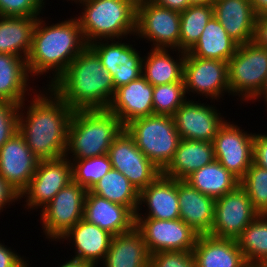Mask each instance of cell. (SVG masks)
I'll return each instance as SVG.
<instances>
[{
	"mask_svg": "<svg viewBox=\"0 0 267 267\" xmlns=\"http://www.w3.org/2000/svg\"><path fill=\"white\" fill-rule=\"evenodd\" d=\"M255 133L242 130L240 126L225 122L214 137L216 160L239 180L253 163Z\"/></svg>",
	"mask_w": 267,
	"mask_h": 267,
	"instance_id": "14",
	"label": "cell"
},
{
	"mask_svg": "<svg viewBox=\"0 0 267 267\" xmlns=\"http://www.w3.org/2000/svg\"><path fill=\"white\" fill-rule=\"evenodd\" d=\"M191 4H208L212 3V0H189Z\"/></svg>",
	"mask_w": 267,
	"mask_h": 267,
	"instance_id": "50",
	"label": "cell"
},
{
	"mask_svg": "<svg viewBox=\"0 0 267 267\" xmlns=\"http://www.w3.org/2000/svg\"><path fill=\"white\" fill-rule=\"evenodd\" d=\"M135 227L140 231L150 254L192 251L199 235L181 219L135 218Z\"/></svg>",
	"mask_w": 267,
	"mask_h": 267,
	"instance_id": "12",
	"label": "cell"
},
{
	"mask_svg": "<svg viewBox=\"0 0 267 267\" xmlns=\"http://www.w3.org/2000/svg\"><path fill=\"white\" fill-rule=\"evenodd\" d=\"M253 162L267 170V134L255 133Z\"/></svg>",
	"mask_w": 267,
	"mask_h": 267,
	"instance_id": "43",
	"label": "cell"
},
{
	"mask_svg": "<svg viewBox=\"0 0 267 267\" xmlns=\"http://www.w3.org/2000/svg\"><path fill=\"white\" fill-rule=\"evenodd\" d=\"M73 181L89 191L112 168L109 155L70 160Z\"/></svg>",
	"mask_w": 267,
	"mask_h": 267,
	"instance_id": "36",
	"label": "cell"
},
{
	"mask_svg": "<svg viewBox=\"0 0 267 267\" xmlns=\"http://www.w3.org/2000/svg\"><path fill=\"white\" fill-rule=\"evenodd\" d=\"M169 50L180 55L174 59ZM185 56L186 52L177 49L152 48L143 57L142 76L153 86L180 82Z\"/></svg>",
	"mask_w": 267,
	"mask_h": 267,
	"instance_id": "29",
	"label": "cell"
},
{
	"mask_svg": "<svg viewBox=\"0 0 267 267\" xmlns=\"http://www.w3.org/2000/svg\"><path fill=\"white\" fill-rule=\"evenodd\" d=\"M212 16V3L192 4L180 12L179 50L188 52L196 44Z\"/></svg>",
	"mask_w": 267,
	"mask_h": 267,
	"instance_id": "35",
	"label": "cell"
},
{
	"mask_svg": "<svg viewBox=\"0 0 267 267\" xmlns=\"http://www.w3.org/2000/svg\"><path fill=\"white\" fill-rule=\"evenodd\" d=\"M183 80L186 94L205 96L219 100L229 93L228 62L201 59L186 52L183 64ZM211 97V98H210Z\"/></svg>",
	"mask_w": 267,
	"mask_h": 267,
	"instance_id": "13",
	"label": "cell"
},
{
	"mask_svg": "<svg viewBox=\"0 0 267 267\" xmlns=\"http://www.w3.org/2000/svg\"><path fill=\"white\" fill-rule=\"evenodd\" d=\"M90 191L113 203L127 206L136 214L139 205V191L118 170L111 168Z\"/></svg>",
	"mask_w": 267,
	"mask_h": 267,
	"instance_id": "33",
	"label": "cell"
},
{
	"mask_svg": "<svg viewBox=\"0 0 267 267\" xmlns=\"http://www.w3.org/2000/svg\"><path fill=\"white\" fill-rule=\"evenodd\" d=\"M237 242L247 263L267 264V214H259Z\"/></svg>",
	"mask_w": 267,
	"mask_h": 267,
	"instance_id": "34",
	"label": "cell"
},
{
	"mask_svg": "<svg viewBox=\"0 0 267 267\" xmlns=\"http://www.w3.org/2000/svg\"><path fill=\"white\" fill-rule=\"evenodd\" d=\"M256 15H267V0H250Z\"/></svg>",
	"mask_w": 267,
	"mask_h": 267,
	"instance_id": "47",
	"label": "cell"
},
{
	"mask_svg": "<svg viewBox=\"0 0 267 267\" xmlns=\"http://www.w3.org/2000/svg\"><path fill=\"white\" fill-rule=\"evenodd\" d=\"M151 1L161 7H165L177 12H183L190 5H192L189 0H151Z\"/></svg>",
	"mask_w": 267,
	"mask_h": 267,
	"instance_id": "46",
	"label": "cell"
},
{
	"mask_svg": "<svg viewBox=\"0 0 267 267\" xmlns=\"http://www.w3.org/2000/svg\"><path fill=\"white\" fill-rule=\"evenodd\" d=\"M83 219L113 236L127 232L135 226V214L127 206L113 203L90 190L85 198Z\"/></svg>",
	"mask_w": 267,
	"mask_h": 267,
	"instance_id": "22",
	"label": "cell"
},
{
	"mask_svg": "<svg viewBox=\"0 0 267 267\" xmlns=\"http://www.w3.org/2000/svg\"><path fill=\"white\" fill-rule=\"evenodd\" d=\"M259 267H267V264H260Z\"/></svg>",
	"mask_w": 267,
	"mask_h": 267,
	"instance_id": "52",
	"label": "cell"
},
{
	"mask_svg": "<svg viewBox=\"0 0 267 267\" xmlns=\"http://www.w3.org/2000/svg\"><path fill=\"white\" fill-rule=\"evenodd\" d=\"M123 130L119 118L107 109L73 111L65 157L75 160L106 155Z\"/></svg>",
	"mask_w": 267,
	"mask_h": 267,
	"instance_id": "4",
	"label": "cell"
},
{
	"mask_svg": "<svg viewBox=\"0 0 267 267\" xmlns=\"http://www.w3.org/2000/svg\"><path fill=\"white\" fill-rule=\"evenodd\" d=\"M259 214L246 191L238 185L233 191L215 199L214 222L209 235L237 240Z\"/></svg>",
	"mask_w": 267,
	"mask_h": 267,
	"instance_id": "11",
	"label": "cell"
},
{
	"mask_svg": "<svg viewBox=\"0 0 267 267\" xmlns=\"http://www.w3.org/2000/svg\"><path fill=\"white\" fill-rule=\"evenodd\" d=\"M46 88V91L34 93L29 105L23 102L19 106L18 132L39 160L65 156L68 127L73 114L65 101L50 87ZM24 107L26 115L22 112Z\"/></svg>",
	"mask_w": 267,
	"mask_h": 267,
	"instance_id": "1",
	"label": "cell"
},
{
	"mask_svg": "<svg viewBox=\"0 0 267 267\" xmlns=\"http://www.w3.org/2000/svg\"><path fill=\"white\" fill-rule=\"evenodd\" d=\"M20 202V194L4 178L0 176V213L6 205H14L12 202Z\"/></svg>",
	"mask_w": 267,
	"mask_h": 267,
	"instance_id": "44",
	"label": "cell"
},
{
	"mask_svg": "<svg viewBox=\"0 0 267 267\" xmlns=\"http://www.w3.org/2000/svg\"><path fill=\"white\" fill-rule=\"evenodd\" d=\"M38 18L0 16V53L26 59Z\"/></svg>",
	"mask_w": 267,
	"mask_h": 267,
	"instance_id": "30",
	"label": "cell"
},
{
	"mask_svg": "<svg viewBox=\"0 0 267 267\" xmlns=\"http://www.w3.org/2000/svg\"><path fill=\"white\" fill-rule=\"evenodd\" d=\"M266 77L267 49L252 41L239 45L228 61L230 95L239 96L241 103H248L262 89Z\"/></svg>",
	"mask_w": 267,
	"mask_h": 267,
	"instance_id": "7",
	"label": "cell"
},
{
	"mask_svg": "<svg viewBox=\"0 0 267 267\" xmlns=\"http://www.w3.org/2000/svg\"><path fill=\"white\" fill-rule=\"evenodd\" d=\"M87 190L71 181L40 211L43 233L51 241L63 236L83 218Z\"/></svg>",
	"mask_w": 267,
	"mask_h": 267,
	"instance_id": "8",
	"label": "cell"
},
{
	"mask_svg": "<svg viewBox=\"0 0 267 267\" xmlns=\"http://www.w3.org/2000/svg\"><path fill=\"white\" fill-rule=\"evenodd\" d=\"M238 46L221 23L212 16L199 40L187 53L201 59L228 62L235 54Z\"/></svg>",
	"mask_w": 267,
	"mask_h": 267,
	"instance_id": "31",
	"label": "cell"
},
{
	"mask_svg": "<svg viewBox=\"0 0 267 267\" xmlns=\"http://www.w3.org/2000/svg\"><path fill=\"white\" fill-rule=\"evenodd\" d=\"M136 146L161 171L172 161L180 142L172 116L150 115L124 126Z\"/></svg>",
	"mask_w": 267,
	"mask_h": 267,
	"instance_id": "6",
	"label": "cell"
},
{
	"mask_svg": "<svg viewBox=\"0 0 267 267\" xmlns=\"http://www.w3.org/2000/svg\"><path fill=\"white\" fill-rule=\"evenodd\" d=\"M186 100L174 113L173 120L180 139L213 142L224 120L214 105ZM219 111V112H218ZM221 116V117H220Z\"/></svg>",
	"mask_w": 267,
	"mask_h": 267,
	"instance_id": "17",
	"label": "cell"
},
{
	"mask_svg": "<svg viewBox=\"0 0 267 267\" xmlns=\"http://www.w3.org/2000/svg\"><path fill=\"white\" fill-rule=\"evenodd\" d=\"M264 99L265 104L267 105V77L265 79L264 85L262 89L259 91V93L252 99V101H256L257 99ZM267 110V109H266Z\"/></svg>",
	"mask_w": 267,
	"mask_h": 267,
	"instance_id": "49",
	"label": "cell"
},
{
	"mask_svg": "<svg viewBox=\"0 0 267 267\" xmlns=\"http://www.w3.org/2000/svg\"><path fill=\"white\" fill-rule=\"evenodd\" d=\"M29 78H31V76L28 72L25 58L0 53L1 101H9L21 105L25 101L27 95L31 96L28 91L35 93V91L33 92V88L28 85L30 81ZM28 86L29 89H27ZM30 88H32V90Z\"/></svg>",
	"mask_w": 267,
	"mask_h": 267,
	"instance_id": "28",
	"label": "cell"
},
{
	"mask_svg": "<svg viewBox=\"0 0 267 267\" xmlns=\"http://www.w3.org/2000/svg\"><path fill=\"white\" fill-rule=\"evenodd\" d=\"M212 5L213 16L238 45L253 40L257 15L250 0H214Z\"/></svg>",
	"mask_w": 267,
	"mask_h": 267,
	"instance_id": "23",
	"label": "cell"
},
{
	"mask_svg": "<svg viewBox=\"0 0 267 267\" xmlns=\"http://www.w3.org/2000/svg\"><path fill=\"white\" fill-rule=\"evenodd\" d=\"M39 161L17 131L0 148V176L20 194L34 176Z\"/></svg>",
	"mask_w": 267,
	"mask_h": 267,
	"instance_id": "18",
	"label": "cell"
},
{
	"mask_svg": "<svg viewBox=\"0 0 267 267\" xmlns=\"http://www.w3.org/2000/svg\"><path fill=\"white\" fill-rule=\"evenodd\" d=\"M180 219L200 234H209L214 222L215 199L178 180Z\"/></svg>",
	"mask_w": 267,
	"mask_h": 267,
	"instance_id": "24",
	"label": "cell"
},
{
	"mask_svg": "<svg viewBox=\"0 0 267 267\" xmlns=\"http://www.w3.org/2000/svg\"><path fill=\"white\" fill-rule=\"evenodd\" d=\"M73 18L52 25L46 24L43 17L36 21L31 49L26 58L27 68L32 78L51 72L47 87L88 46L77 17Z\"/></svg>",
	"mask_w": 267,
	"mask_h": 267,
	"instance_id": "3",
	"label": "cell"
},
{
	"mask_svg": "<svg viewBox=\"0 0 267 267\" xmlns=\"http://www.w3.org/2000/svg\"><path fill=\"white\" fill-rule=\"evenodd\" d=\"M108 155L112 168L121 172L139 192L162 173L136 146L125 129L111 144Z\"/></svg>",
	"mask_w": 267,
	"mask_h": 267,
	"instance_id": "15",
	"label": "cell"
},
{
	"mask_svg": "<svg viewBox=\"0 0 267 267\" xmlns=\"http://www.w3.org/2000/svg\"><path fill=\"white\" fill-rule=\"evenodd\" d=\"M71 181H73L72 164L68 158L64 156L58 159L40 160L31 181L20 193V199H26L24 208L30 211L43 208Z\"/></svg>",
	"mask_w": 267,
	"mask_h": 267,
	"instance_id": "10",
	"label": "cell"
},
{
	"mask_svg": "<svg viewBox=\"0 0 267 267\" xmlns=\"http://www.w3.org/2000/svg\"><path fill=\"white\" fill-rule=\"evenodd\" d=\"M19 106L0 100V148L18 131Z\"/></svg>",
	"mask_w": 267,
	"mask_h": 267,
	"instance_id": "41",
	"label": "cell"
},
{
	"mask_svg": "<svg viewBox=\"0 0 267 267\" xmlns=\"http://www.w3.org/2000/svg\"><path fill=\"white\" fill-rule=\"evenodd\" d=\"M81 4L77 17L86 43L123 39L136 34V0H74ZM131 34V35H130Z\"/></svg>",
	"mask_w": 267,
	"mask_h": 267,
	"instance_id": "5",
	"label": "cell"
},
{
	"mask_svg": "<svg viewBox=\"0 0 267 267\" xmlns=\"http://www.w3.org/2000/svg\"><path fill=\"white\" fill-rule=\"evenodd\" d=\"M59 267H95L92 264L81 261L80 259L71 258L70 260H66L65 263L58 265Z\"/></svg>",
	"mask_w": 267,
	"mask_h": 267,
	"instance_id": "48",
	"label": "cell"
},
{
	"mask_svg": "<svg viewBox=\"0 0 267 267\" xmlns=\"http://www.w3.org/2000/svg\"><path fill=\"white\" fill-rule=\"evenodd\" d=\"M135 36L152 42V48L179 50L180 12L161 7L151 0L137 2Z\"/></svg>",
	"mask_w": 267,
	"mask_h": 267,
	"instance_id": "9",
	"label": "cell"
},
{
	"mask_svg": "<svg viewBox=\"0 0 267 267\" xmlns=\"http://www.w3.org/2000/svg\"><path fill=\"white\" fill-rule=\"evenodd\" d=\"M113 235L81 219L70 228L58 241H68L74 245L75 255L72 258L80 259L97 267L107 254Z\"/></svg>",
	"mask_w": 267,
	"mask_h": 267,
	"instance_id": "21",
	"label": "cell"
},
{
	"mask_svg": "<svg viewBox=\"0 0 267 267\" xmlns=\"http://www.w3.org/2000/svg\"><path fill=\"white\" fill-rule=\"evenodd\" d=\"M184 80L154 86L153 110L155 115L173 116L176 110L186 101Z\"/></svg>",
	"mask_w": 267,
	"mask_h": 267,
	"instance_id": "38",
	"label": "cell"
},
{
	"mask_svg": "<svg viewBox=\"0 0 267 267\" xmlns=\"http://www.w3.org/2000/svg\"><path fill=\"white\" fill-rule=\"evenodd\" d=\"M150 267H196L192 251H163L150 254Z\"/></svg>",
	"mask_w": 267,
	"mask_h": 267,
	"instance_id": "40",
	"label": "cell"
},
{
	"mask_svg": "<svg viewBox=\"0 0 267 267\" xmlns=\"http://www.w3.org/2000/svg\"><path fill=\"white\" fill-rule=\"evenodd\" d=\"M154 86L143 76L115 90L107 110L125 126L130 121L154 114Z\"/></svg>",
	"mask_w": 267,
	"mask_h": 267,
	"instance_id": "20",
	"label": "cell"
},
{
	"mask_svg": "<svg viewBox=\"0 0 267 267\" xmlns=\"http://www.w3.org/2000/svg\"><path fill=\"white\" fill-rule=\"evenodd\" d=\"M215 159L213 142L180 139L172 161L162 174L172 179L185 180Z\"/></svg>",
	"mask_w": 267,
	"mask_h": 267,
	"instance_id": "27",
	"label": "cell"
},
{
	"mask_svg": "<svg viewBox=\"0 0 267 267\" xmlns=\"http://www.w3.org/2000/svg\"><path fill=\"white\" fill-rule=\"evenodd\" d=\"M143 204L148 208L147 214L139 213ZM135 218L180 219L178 180L161 173L152 183L142 189L139 192V205Z\"/></svg>",
	"mask_w": 267,
	"mask_h": 267,
	"instance_id": "19",
	"label": "cell"
},
{
	"mask_svg": "<svg viewBox=\"0 0 267 267\" xmlns=\"http://www.w3.org/2000/svg\"><path fill=\"white\" fill-rule=\"evenodd\" d=\"M252 42L267 49V15L256 16Z\"/></svg>",
	"mask_w": 267,
	"mask_h": 267,
	"instance_id": "45",
	"label": "cell"
},
{
	"mask_svg": "<svg viewBox=\"0 0 267 267\" xmlns=\"http://www.w3.org/2000/svg\"><path fill=\"white\" fill-rule=\"evenodd\" d=\"M101 263L104 267H150V253L140 231L134 226L113 236Z\"/></svg>",
	"mask_w": 267,
	"mask_h": 267,
	"instance_id": "26",
	"label": "cell"
},
{
	"mask_svg": "<svg viewBox=\"0 0 267 267\" xmlns=\"http://www.w3.org/2000/svg\"><path fill=\"white\" fill-rule=\"evenodd\" d=\"M244 267H259V265L247 263Z\"/></svg>",
	"mask_w": 267,
	"mask_h": 267,
	"instance_id": "51",
	"label": "cell"
},
{
	"mask_svg": "<svg viewBox=\"0 0 267 267\" xmlns=\"http://www.w3.org/2000/svg\"><path fill=\"white\" fill-rule=\"evenodd\" d=\"M192 253L196 267H244L247 264L234 239L200 234Z\"/></svg>",
	"mask_w": 267,
	"mask_h": 267,
	"instance_id": "25",
	"label": "cell"
},
{
	"mask_svg": "<svg viewBox=\"0 0 267 267\" xmlns=\"http://www.w3.org/2000/svg\"><path fill=\"white\" fill-rule=\"evenodd\" d=\"M120 40H97L88 45L112 76L115 90L142 76L143 57L140 52L132 44Z\"/></svg>",
	"mask_w": 267,
	"mask_h": 267,
	"instance_id": "16",
	"label": "cell"
},
{
	"mask_svg": "<svg viewBox=\"0 0 267 267\" xmlns=\"http://www.w3.org/2000/svg\"><path fill=\"white\" fill-rule=\"evenodd\" d=\"M239 185L246 191L253 207L260 214H267V170L253 162Z\"/></svg>",
	"mask_w": 267,
	"mask_h": 267,
	"instance_id": "37",
	"label": "cell"
},
{
	"mask_svg": "<svg viewBox=\"0 0 267 267\" xmlns=\"http://www.w3.org/2000/svg\"><path fill=\"white\" fill-rule=\"evenodd\" d=\"M193 188L214 199L233 191L240 180L216 159L194 171L186 179Z\"/></svg>",
	"mask_w": 267,
	"mask_h": 267,
	"instance_id": "32",
	"label": "cell"
},
{
	"mask_svg": "<svg viewBox=\"0 0 267 267\" xmlns=\"http://www.w3.org/2000/svg\"><path fill=\"white\" fill-rule=\"evenodd\" d=\"M16 251L5 246L0 241V267H29V260H25Z\"/></svg>",
	"mask_w": 267,
	"mask_h": 267,
	"instance_id": "42",
	"label": "cell"
},
{
	"mask_svg": "<svg viewBox=\"0 0 267 267\" xmlns=\"http://www.w3.org/2000/svg\"><path fill=\"white\" fill-rule=\"evenodd\" d=\"M73 110H105L115 93L113 79L87 46L49 86Z\"/></svg>",
	"mask_w": 267,
	"mask_h": 267,
	"instance_id": "2",
	"label": "cell"
},
{
	"mask_svg": "<svg viewBox=\"0 0 267 267\" xmlns=\"http://www.w3.org/2000/svg\"><path fill=\"white\" fill-rule=\"evenodd\" d=\"M44 0H0V16L40 17Z\"/></svg>",
	"mask_w": 267,
	"mask_h": 267,
	"instance_id": "39",
	"label": "cell"
}]
</instances>
